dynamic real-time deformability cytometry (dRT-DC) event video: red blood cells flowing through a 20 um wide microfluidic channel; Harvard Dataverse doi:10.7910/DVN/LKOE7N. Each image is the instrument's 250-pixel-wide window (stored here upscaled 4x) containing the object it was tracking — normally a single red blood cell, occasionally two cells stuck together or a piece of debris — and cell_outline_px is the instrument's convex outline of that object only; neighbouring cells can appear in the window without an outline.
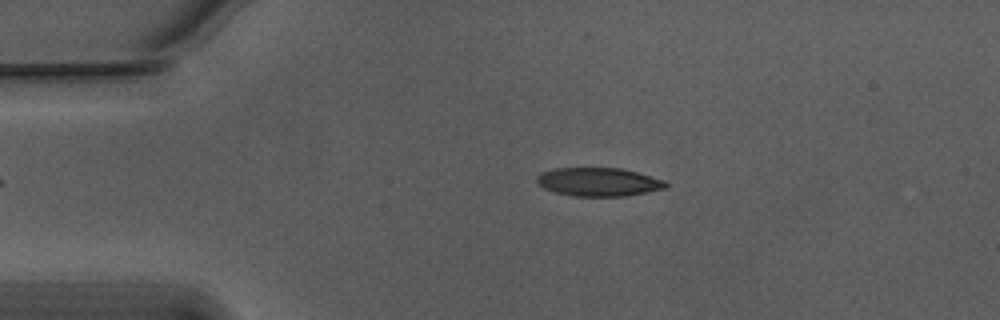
{"species": "Egyptian fruit bat (a non-hibernating species)", "species_latin": "Rousettus aegyptiacus", "temperature_condition": "warm", "stored_images_in_passage": 50, "camera_frame_rate_fps": 3000, "um_per_image_px": 0.085, "animal": {"sex": "male"}, "frame": {"image": 1, "passage_image": 7, "time_ms": 2.0, "image_size_px": [1000, 320], "cell_outline_px": [[668, 188], [624, 196], [576, 196], [556, 192], [544, 188], [536, 180], [536, 176], [544, 172], [556, 168], [624, 168], [664, 180], [668, 184]], "centroid_in_image_um": [50.92, 15.46], "position_along_channel_um": 34.1, "area_um2": 21.27}}
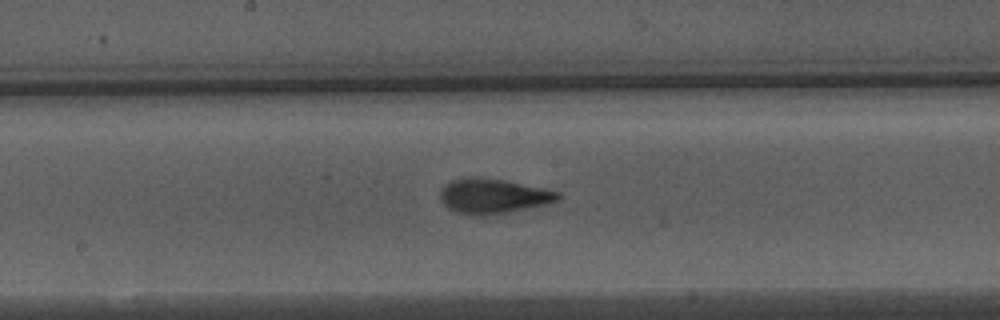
{"frame": {"image": 2, "passage_image": 24, "time_ms": 7.667, "image_size_px": [1000, 320], "cell_outline_px": [[564, 196], [560, 200], [544, 204], [508, 212], [468, 216], [456, 212], [448, 208], [440, 200], [440, 192], [444, 184], [452, 180], [504, 180], [544, 188], [560, 192]], "centroid_in_image_um": [41.96, 16.7], "position_along_channel_um": 206.2, "area_um2": 23.18}}
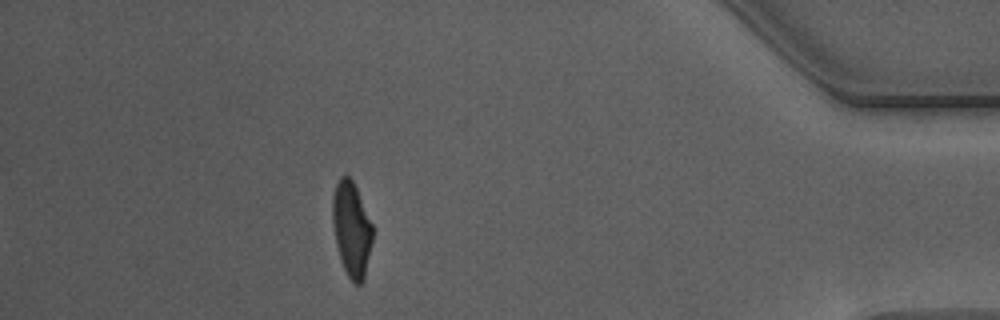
{"frame": {"image": 3, "passage_image": 44, "time_ms": 14.333, "image_size_px": [1000, 320], "cell_outline_px": [[372, 244], [364, 280], [360, 284], [356, 284], [348, 276], [340, 260], [336, 244], [332, 220], [332, 200], [336, 184], [340, 176], [348, 176], [352, 180], [356, 188], [372, 224]], "centroid_in_image_um": [29.88, 19.5], "position_along_channel_um": 405.3, "area_um2": 21.96}, "authors_computed_cell_mechanics": {"area_um2": 22.5131, "velocity_mm_per_s": 3.7673, "shape_relaxation_time_tau1_ms": 3.3244, "shape_relaxation_time_tau2_ms": 0.9093, "deformation_change_tau1": 0.202, "deformation_change_tau2": 0.0954}}